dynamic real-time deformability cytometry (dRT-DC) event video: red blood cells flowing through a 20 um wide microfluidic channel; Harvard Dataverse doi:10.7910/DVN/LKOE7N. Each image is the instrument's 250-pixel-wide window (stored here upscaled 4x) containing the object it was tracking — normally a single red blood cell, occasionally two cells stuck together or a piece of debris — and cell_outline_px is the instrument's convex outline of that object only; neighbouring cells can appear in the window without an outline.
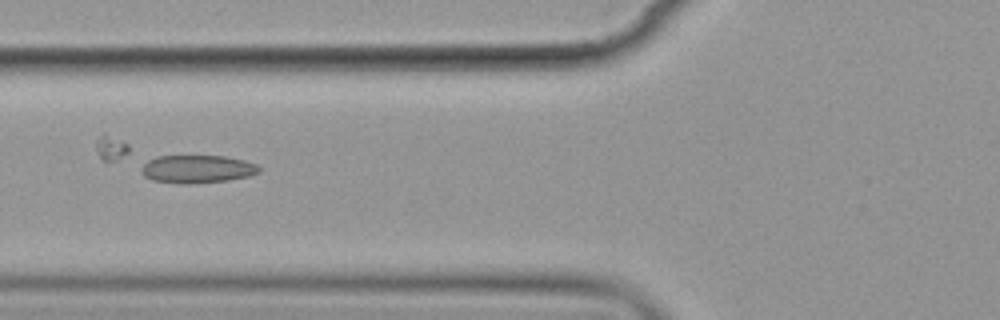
{"species": "common noctule bat (a hibernating species)", "species_latin": "Nyctalus noctula", "temperature_condition": "cold", "stored_images_in_passage": 11, "camera_frame_rate_fps": 3000, "um_per_image_px": 0.085, "animal": {"sex": "female", "body_mass_g": 19.9}, "frame": {"image": 1, "passage_image": 2, "time_ms": 2.0, "image_size_px": [1000, 320], "cell_outline_px": [[260, 172], [248, 176], [228, 180], [188, 184], [180, 184], [152, 180], [144, 176], [140, 168], [148, 160], [156, 156], [224, 156], [244, 160], [256, 164], [260, 168]], "centroid_in_image_um": [16.75, 14.37], "position_along_channel_um": 109.1, "area_um2": 19.19}}
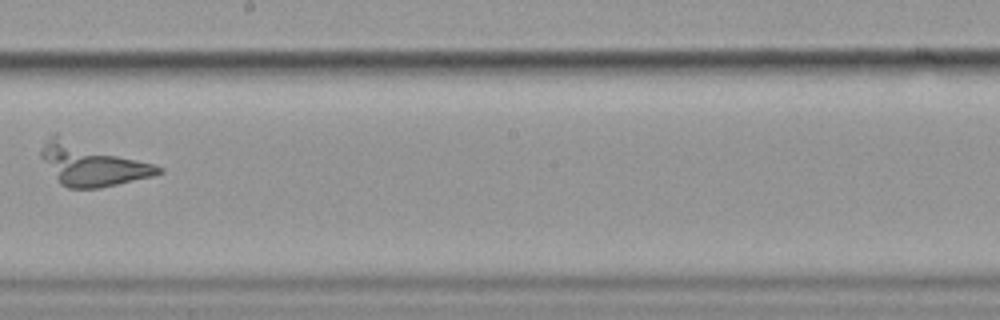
{"frame": {"image": 2, "passage_image": 5, "time_ms": 5.667, "image_size_px": [1000, 320], "cell_outline_px": [[164, 172], [152, 176], [100, 188], [68, 188], [60, 184], [40, 156], [40, 152], [48, 136], [56, 132], [164, 168]], "centroid_in_image_um": [7.75, 13.94], "position_along_channel_um": 240.4, "area_um2": 29.13}}
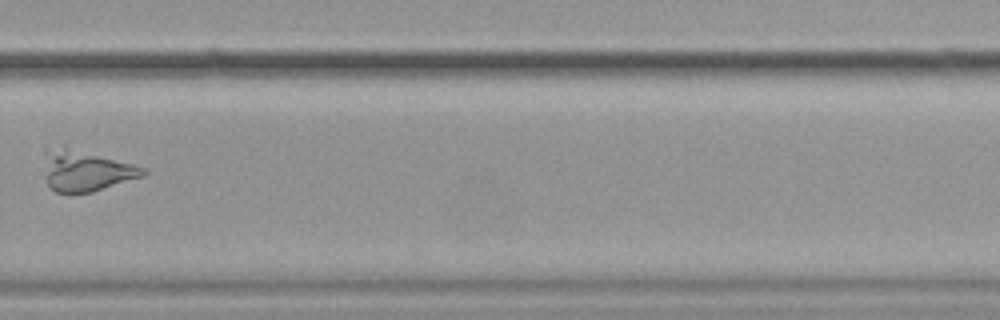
{"frame": {"image": 3, "passage_image": 7, "time_ms": 8.0, "image_size_px": [1000, 320], "cell_outline_px": [[148, 172], [144, 176], [92, 192], [72, 196], [56, 192], [44, 180], [44, 144], [64, 144], [132, 164], [144, 168]], "centroid_in_image_um": [7.18, 14.47], "position_along_channel_um": 322.6, "area_um2": 24.97}}